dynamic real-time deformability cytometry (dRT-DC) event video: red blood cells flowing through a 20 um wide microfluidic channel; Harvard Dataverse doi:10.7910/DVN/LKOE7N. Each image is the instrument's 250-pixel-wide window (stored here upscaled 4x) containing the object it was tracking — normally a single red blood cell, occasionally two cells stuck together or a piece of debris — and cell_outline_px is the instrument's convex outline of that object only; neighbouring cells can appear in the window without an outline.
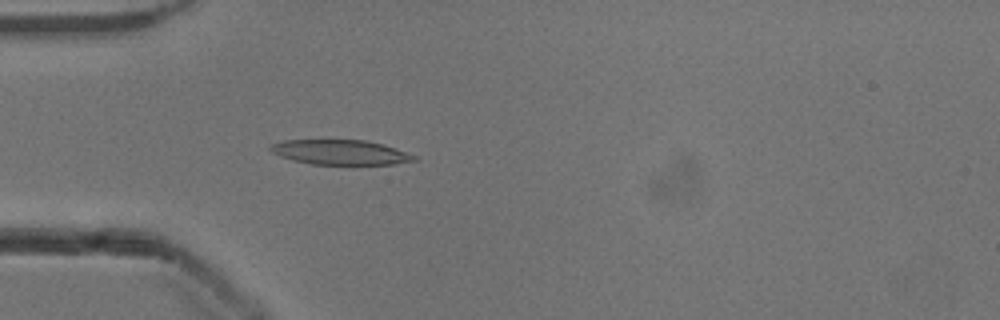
{"species": "common noctule bat (a hibernating species)", "species_latin": "Nyctalus noctula", "temperature_condition": "cold", "stored_images_in_passage": 53, "camera_frame_rate_fps": 3000, "um_per_image_px": 0.085, "animal": {"sex": "male", "body_mass_g": 13.3}, "frame": {"image": 1, "passage_image": 16, "time_ms": 5.0, "image_size_px": [1000, 320], "cell_outline_px": [[416, 160], [392, 164], [352, 168], [312, 164], [292, 160], [280, 156], [272, 152], [268, 148], [272, 144], [284, 140], [364, 140], [396, 148], [416, 156]], "centroid_in_image_um": [28.95, 13.0], "position_along_channel_um": 56.1, "area_um2": 21.68}}
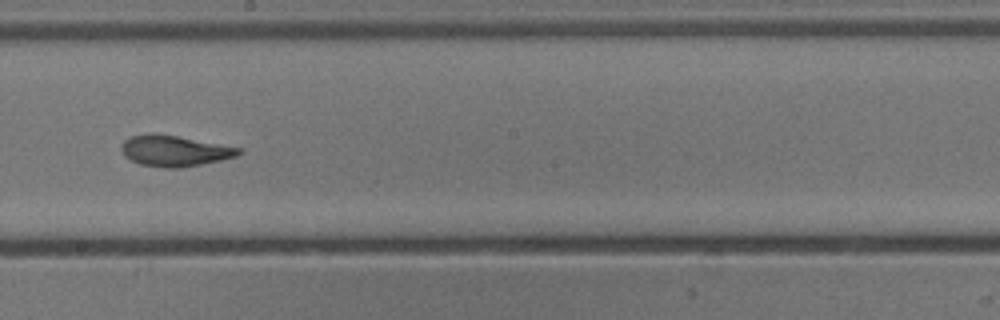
{"frame": {"image": 2, "passage_image": 30, "time_ms": 9.667, "image_size_px": [1000, 320], "cell_outline_px": [[244, 152], [236, 156], [220, 160], [180, 168], [164, 168], [140, 164], [124, 156], [120, 148], [124, 140], [132, 136], [152, 132], [156, 132], [244, 148]], "centroid_in_image_um": [14.85, 12.81], "position_along_channel_um": 233.4, "area_um2": 21.33}}
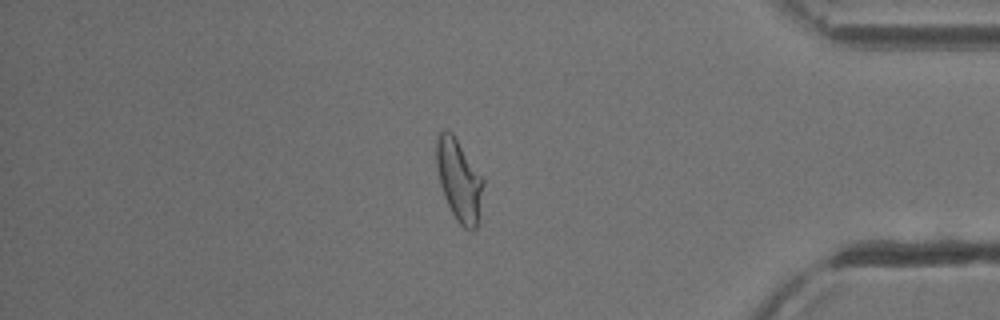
{"frame": {"image": 3, "passage_image": 45, "time_ms": 14.667, "image_size_px": [1000, 320], "cell_outline_px": [[484, 184], [480, 216], [476, 228], [472, 232], [468, 232], [456, 220], [444, 196], [440, 184], [436, 168], [436, 136], [444, 128], [452, 132], [484, 180]], "centroid_in_image_um": [39.02, 15.34], "position_along_channel_um": 396.2, "area_um2": 22.54}, "authors_computed_cell_mechanics": {"area_um2": 21.6172, "velocity_mm_per_s": 3.9086, "shape_relaxation_time_tau1_ms": 5.1928, "shape_relaxation_time_tau2_ms": 1.7106, "deformation_change_tau1": 0.1698, "deformation_change_tau2": 0.0914}}